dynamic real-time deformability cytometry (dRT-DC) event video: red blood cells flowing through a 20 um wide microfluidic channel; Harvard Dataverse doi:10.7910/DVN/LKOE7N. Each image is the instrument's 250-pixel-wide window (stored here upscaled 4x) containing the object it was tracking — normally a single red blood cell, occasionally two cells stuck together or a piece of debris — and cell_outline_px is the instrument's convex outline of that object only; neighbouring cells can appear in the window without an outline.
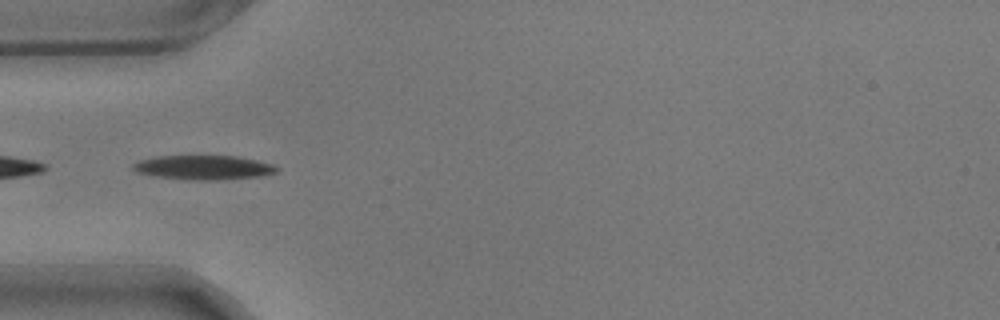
{"species": "common noctule bat (a hibernating species)", "species_latin": "Nyctalus noctula", "temperature_condition": "warm", "stored_images_in_passage": 18, "camera_frame_rate_fps": 3000, "um_per_image_px": 0.085, "animal": {"sex": "male", "body_mass_g": 17.9}, "frame": {"image": 1, "passage_image": 3, "time_ms": 0.667, "image_size_px": [1000, 320], "cell_outline_px": [[280, 168], [276, 172], [260, 176], [212, 180], [188, 180], [156, 176], [136, 172], [132, 168], [132, 164], [140, 160], [156, 156], [236, 156], [256, 160], [272, 164]], "centroid_in_image_um": [17.28, 14.23], "position_along_channel_um": 67.7, "area_um2": 20.23}}
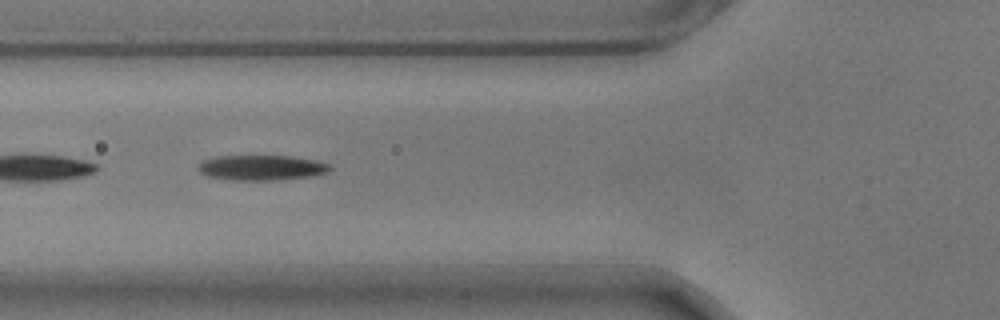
{"frame": {"image": 2, "passage_image": 6, "time_ms": 1.667, "image_size_px": [1000, 320], "cell_outline_px": [[332, 168], [328, 172], [312, 176], [276, 180], [232, 180], [208, 176], [200, 172], [196, 168], [204, 160], [216, 156], [292, 156], [316, 160], [332, 164]], "centroid_in_image_um": [22.27, 14.25], "position_along_channel_um": 103.5, "area_um2": 19.42}}
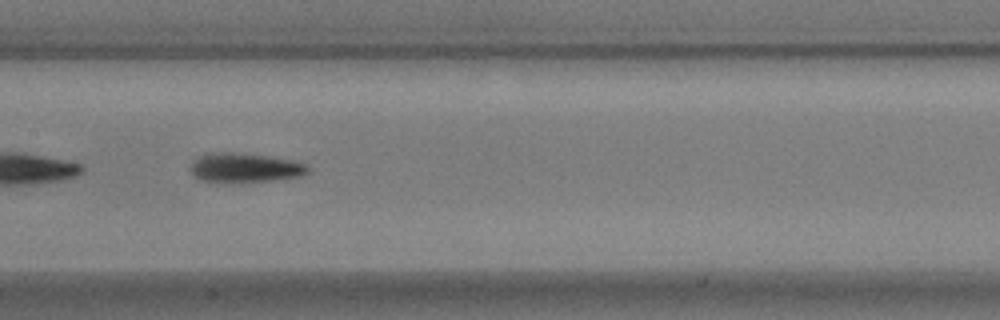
{"frame": {"image": 3, "passage_image": 13, "time_ms": 4.0, "image_size_px": [1000, 320], "cell_outline_px": [[308, 172], [304, 176], [276, 180], [200, 180], [192, 176], [188, 168], [192, 160], [200, 156], [212, 152], [232, 152], [264, 156], [288, 160], [304, 164], [308, 168]], "centroid_in_image_um": [20.75, 14.23], "position_along_channel_um": 186.7, "area_um2": 19.42}}